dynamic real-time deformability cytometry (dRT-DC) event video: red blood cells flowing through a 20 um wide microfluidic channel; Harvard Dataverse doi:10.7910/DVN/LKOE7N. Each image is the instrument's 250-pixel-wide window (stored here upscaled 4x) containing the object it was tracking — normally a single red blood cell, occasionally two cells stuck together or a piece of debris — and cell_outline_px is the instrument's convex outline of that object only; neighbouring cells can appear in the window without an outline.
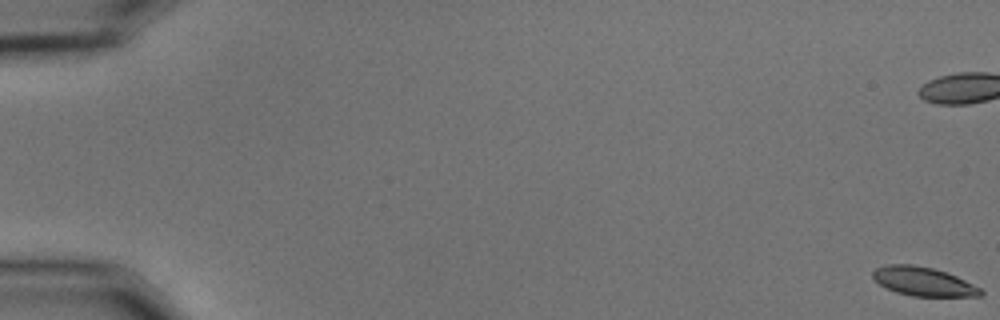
{"species": "common noctule bat (a hibernating species)", "species_latin": "Nyctalus noctula", "temperature_condition": "cold", "stored_images_in_passage": 15, "camera_frame_rate_fps": 3000, "um_per_image_px": 0.085, "animal": {"sex": "male", "body_mass_g": 15.6}, "frame": {"image": 1, "passage_image": 1, "time_ms": 0.0, "image_size_px": [1000, 320], "cell_outline_px": [[984, 292], [980, 296], [912, 296], [896, 292], [880, 284], [872, 276], [872, 272], [876, 268], [888, 264], [912, 264], [932, 268], [948, 272], [980, 288]], "centroid_in_image_um": [78.48, 23.92], "position_along_channel_um": 6.5, "area_um2": 17.98}}